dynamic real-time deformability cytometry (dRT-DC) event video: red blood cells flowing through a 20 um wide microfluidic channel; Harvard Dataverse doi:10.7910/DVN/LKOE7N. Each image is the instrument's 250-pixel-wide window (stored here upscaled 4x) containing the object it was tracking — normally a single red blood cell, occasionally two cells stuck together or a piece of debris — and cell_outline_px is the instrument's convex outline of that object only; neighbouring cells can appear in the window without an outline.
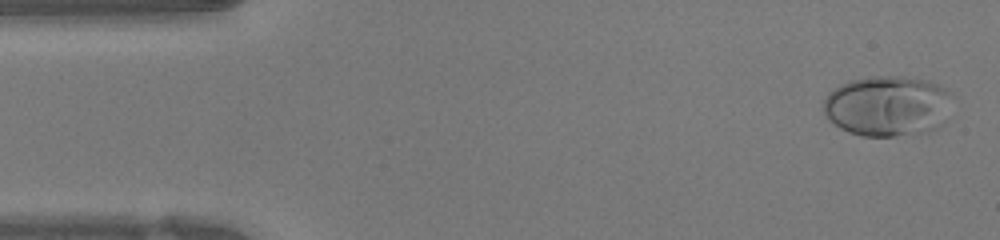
{"species": "human", "species_latin": "Homo sapiens", "temperature_condition": "warm", "stored_images_in_passage": 10, "camera_frame_rate_fps": 3000, "um_per_image_px": 0.085, "donor": {"sex": "female"}, "frame": {"image": 1, "passage_image": 2, "time_ms": 0.333, "image_size_px": [1000, 240], "cell_outline_px": [[952, 92], [944, 124], [940, 128], [924, 132], [896, 136], [860, 136], [848, 132], [840, 128], [828, 120], [824, 112], [824, 100], [828, 92], [840, 84], [852, 80], [876, 76], [896, 76], [928, 80], [948, 88]], "centroid_in_image_um": [75.45, 9.01], "position_along_channel_um": 9.5, "area_um2": 45.84}}